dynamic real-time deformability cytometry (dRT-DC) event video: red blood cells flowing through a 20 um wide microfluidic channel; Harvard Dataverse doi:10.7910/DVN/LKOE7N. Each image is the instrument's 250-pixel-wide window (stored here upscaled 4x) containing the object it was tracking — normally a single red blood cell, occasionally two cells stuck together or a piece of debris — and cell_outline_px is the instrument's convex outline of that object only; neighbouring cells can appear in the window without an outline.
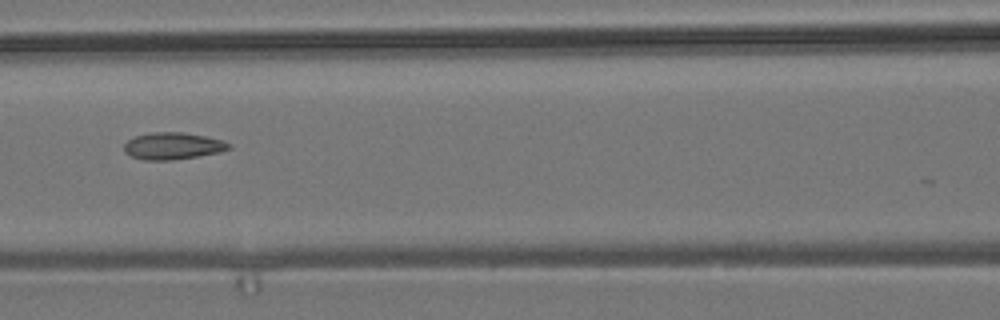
{"species": "common noctule bat (a hibernating species)", "species_latin": "Nyctalus noctula", "temperature_condition": "room temperature", "stored_images_in_passage": 7, "camera_frame_rate_fps": 3000, "um_per_image_px": 0.085, "animal": {"sex": "male", "body_mass_g": 19.2, "forearm_length_mm": 51.8}, "frame": {"image": 1, "passage_image": 6, "time_ms": 6.667, "image_size_px": [1000, 320], "cell_outline_px": [[232, 148], [220, 152], [172, 160], [144, 160], [132, 156], [124, 152], [124, 144], [128, 140], [136, 136], [152, 132], [184, 132], [224, 140], [232, 144]], "centroid_in_image_um": [14.72, 12.4], "position_along_channel_um": 151.9, "area_um2": 16.47}}